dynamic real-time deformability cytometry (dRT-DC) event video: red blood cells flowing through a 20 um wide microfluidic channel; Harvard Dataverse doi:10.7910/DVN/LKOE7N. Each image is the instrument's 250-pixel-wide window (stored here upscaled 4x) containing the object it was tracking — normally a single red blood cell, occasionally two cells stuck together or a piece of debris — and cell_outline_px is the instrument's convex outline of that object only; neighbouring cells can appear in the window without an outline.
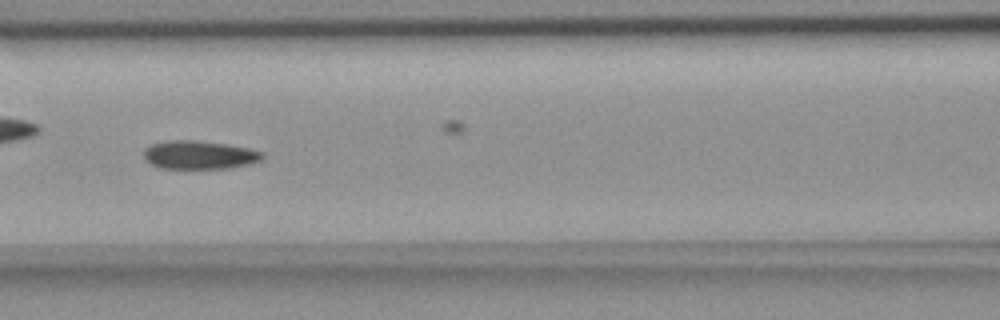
{"species": "common noctule bat (a hibernating species)", "species_latin": "Nyctalus noctula", "temperature_condition": "room temperature", "stored_images_in_passage": 11, "segment_of_instrument_passage": [1, 2], "camera_frame_rate_fps": 3000, "um_per_image_px": 0.085, "animal": {"sex": "female", "body_mass_g": 18.4}, "frame": {"image": 1, "passage_image": 8, "time_ms": 8.0, "image_size_px": [1000, 320], "cell_outline_px": [[264, 160], [248, 164], [228, 168], [160, 168], [148, 164], [144, 160], [144, 148], [152, 144], [168, 140], [192, 140], [228, 144], [248, 148], [264, 152]], "centroid_in_image_um": [16.93, 13.17], "position_along_channel_um": 149.7, "area_um2": 19.83}}
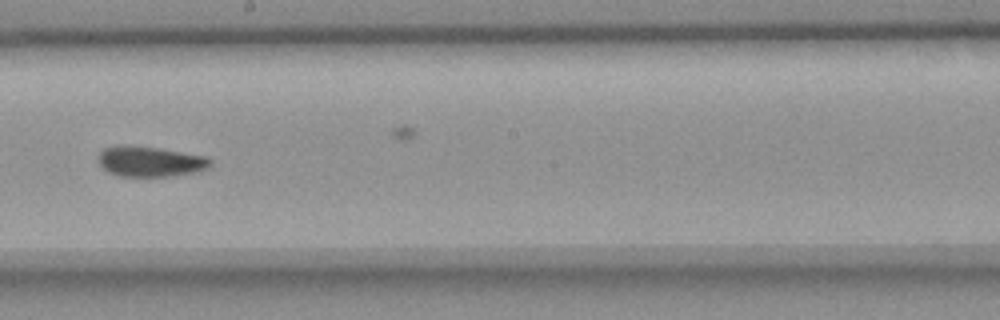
{"frame": {"image": 2, "passage_image": 10, "time_ms": 10.333, "image_size_px": [1000, 320], "cell_outline_px": [[212, 164], [208, 168], [200, 172], [168, 176], [120, 176], [108, 172], [100, 164], [96, 156], [104, 148], [120, 144], [160, 148], [208, 156], [212, 160]], "centroid_in_image_um": [12.79, 13.71], "position_along_channel_um": 235.4, "area_um2": 20.17}}